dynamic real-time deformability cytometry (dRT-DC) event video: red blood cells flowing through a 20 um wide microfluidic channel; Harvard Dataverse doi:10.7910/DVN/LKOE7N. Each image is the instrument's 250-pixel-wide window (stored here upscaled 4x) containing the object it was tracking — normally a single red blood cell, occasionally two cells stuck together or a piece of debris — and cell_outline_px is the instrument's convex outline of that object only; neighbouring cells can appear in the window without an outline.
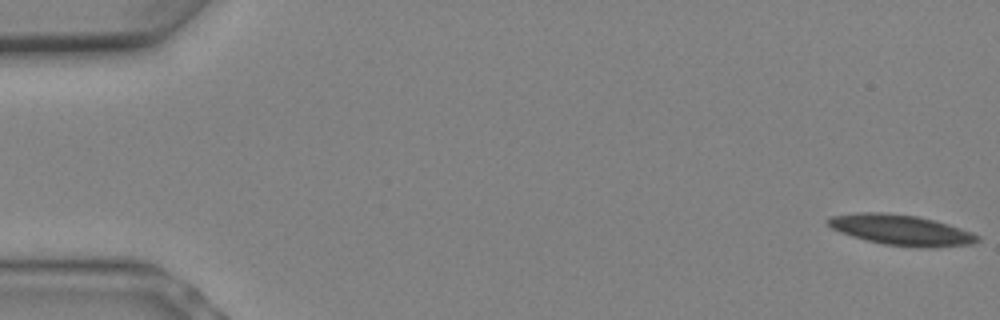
{"species": "Egyptian fruit bat (a non-hibernating species)", "species_latin": "Rousettus aegyptiacus", "temperature_condition": "warm", "stored_images_in_passage": 10, "camera_frame_rate_fps": 3000, "um_per_image_px": 0.085, "animal": {"sex": "female"}, "frame": {"image": 1, "passage_image": 1, "time_ms": 0.0, "image_size_px": [1000, 320], "cell_outline_px": [[980, 240], [972, 244], [936, 248], [920, 248], [884, 244], [852, 236], [840, 232], [832, 228], [824, 220], [832, 216], [856, 212], [884, 212], [916, 216], [948, 224], [972, 232], [980, 236]], "centroid_in_image_um": [76.61, 19.55], "position_along_channel_um": 8.4, "area_um2": 26.65}}
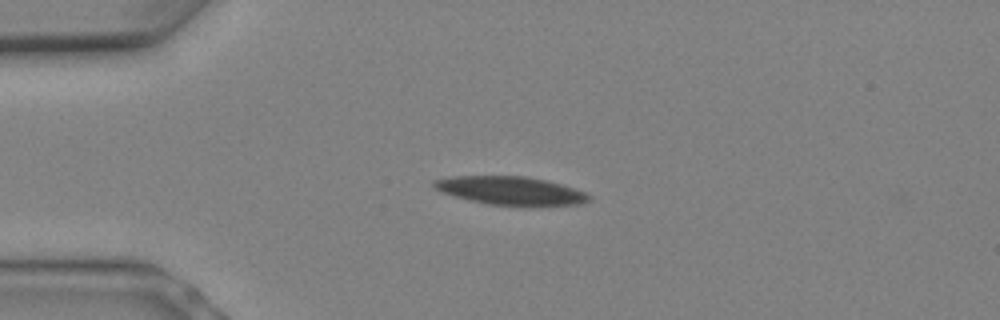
{"frame": {"image": 2, "passage_image": 6, "time_ms": 1.667, "image_size_px": [1000, 320], "cell_outline_px": [[592, 200], [584, 204], [528, 208], [520, 208], [488, 204], [468, 200], [440, 192], [432, 188], [432, 180], [448, 176], [524, 176], [548, 180], [588, 192], [592, 196]], "centroid_in_image_um": [43.47, 16.25], "position_along_channel_um": 41.5, "area_um2": 27.05}}
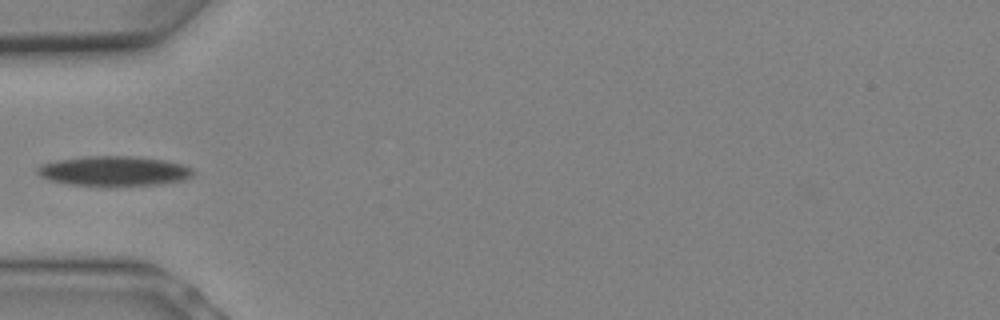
{"frame": {"image": 3, "passage_image": 8, "time_ms": 2.333, "image_size_px": [1000, 320], "cell_outline_px": [[196, 172], [192, 176], [184, 180], [156, 184], [68, 184], [48, 180], [40, 176], [36, 172], [36, 168], [40, 164], [56, 160], [84, 156], [136, 156], [168, 160], [184, 164], [192, 168]], "centroid_in_image_um": [9.7, 14.5], "position_along_channel_um": 75.3, "area_um2": 26.88}}